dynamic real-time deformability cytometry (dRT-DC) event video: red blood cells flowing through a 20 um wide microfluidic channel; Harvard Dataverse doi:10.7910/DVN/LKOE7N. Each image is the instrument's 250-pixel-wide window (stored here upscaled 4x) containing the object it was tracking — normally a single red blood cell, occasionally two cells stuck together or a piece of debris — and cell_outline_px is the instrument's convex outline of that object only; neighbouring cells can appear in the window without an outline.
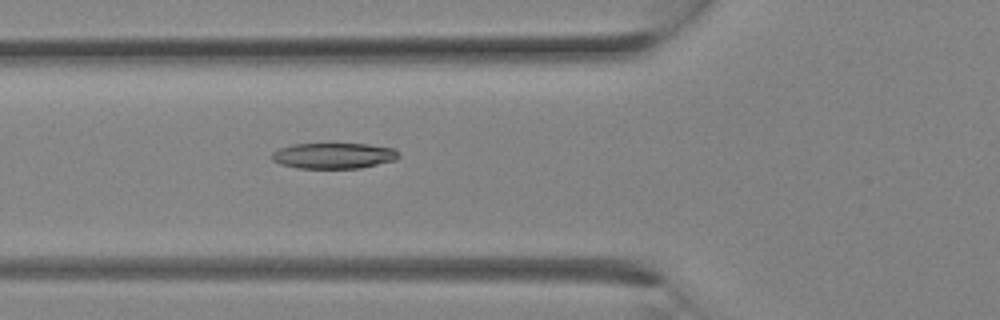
{"species": "Egyptian fruit bat (a non-hibernating species)", "species_latin": "Rousettus aegyptiacus", "temperature_condition": "room temperature", "stored_images_in_passage": 10, "camera_frame_rate_fps": 3000, "um_per_image_px": 0.085, "animal": {"sex": "female"}, "frame": {"image": 1, "passage_image": 10, "time_ms": 3.0, "image_size_px": [1000, 320], "cell_outline_px": [[400, 156], [396, 160], [360, 168], [296, 168], [280, 164], [272, 160], [272, 152], [280, 148], [292, 144], [368, 144], [396, 148], [400, 152]], "centroid_in_image_um": [28.4, 13.23], "position_along_channel_um": 97.4, "area_um2": 19.19}}